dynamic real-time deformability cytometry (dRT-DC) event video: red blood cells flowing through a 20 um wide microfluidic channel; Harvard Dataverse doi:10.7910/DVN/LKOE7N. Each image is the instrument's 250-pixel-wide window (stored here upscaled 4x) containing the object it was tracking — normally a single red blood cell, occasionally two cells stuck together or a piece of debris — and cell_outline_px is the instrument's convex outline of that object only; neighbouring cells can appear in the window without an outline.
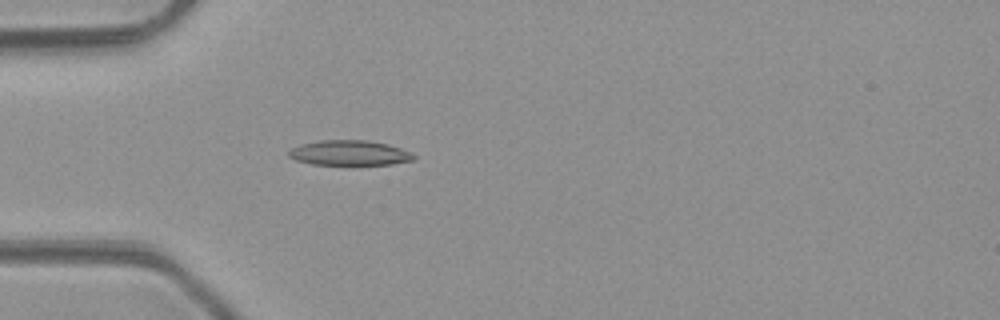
{"species": "common noctule bat (a hibernating species)", "species_latin": "Nyctalus noctula", "temperature_condition": "room temperature", "stored_images_in_passage": 3, "camera_frame_rate_fps": 3000, "um_per_image_px": 0.085, "animal": {"sex": "male", "body_mass_g": 23.1, "forearm_length_mm": 52.7}, "frame": {"image": 1, "passage_image": 3, "time_ms": 2.333, "image_size_px": [1000, 320], "cell_outline_px": [[416, 160], [392, 164], [312, 164], [296, 160], [288, 156], [288, 152], [292, 148], [300, 144], [320, 140], [364, 140], [388, 144], [400, 148], [416, 156]], "centroid_in_image_um": [29.7, 12.99], "position_along_channel_um": 55.3, "area_um2": 18.09}}